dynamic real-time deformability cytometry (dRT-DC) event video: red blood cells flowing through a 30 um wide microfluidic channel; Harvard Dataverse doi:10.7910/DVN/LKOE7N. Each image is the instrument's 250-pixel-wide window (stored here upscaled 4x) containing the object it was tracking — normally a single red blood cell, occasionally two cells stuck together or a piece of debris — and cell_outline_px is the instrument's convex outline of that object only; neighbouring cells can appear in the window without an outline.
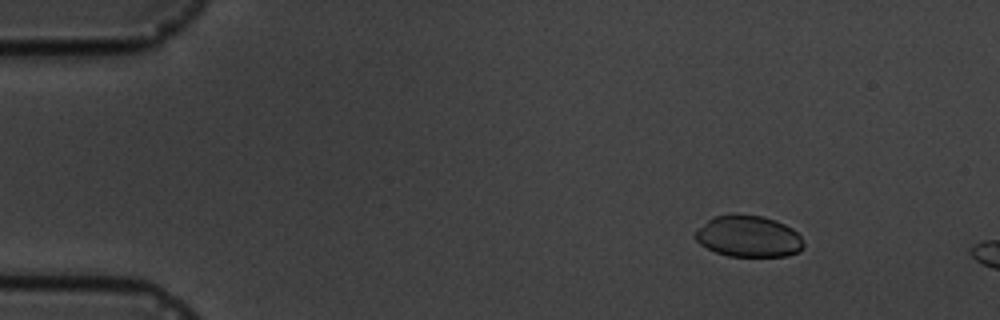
{"species": "common noctule bat (a hibernating species)", "species_latin": "Nyctalus noctula", "temperature_condition": "cold", "stored_images_in_passage": 4, "camera_frame_rate_fps": 3000, "um_per_image_px": 0.085, "animal": {"sex": "male", "body_mass_g": 19.5, "forearm_length_mm": 54.6}, "frame": {"image": 1, "passage_image": 2, "time_ms": 2.0, "image_size_px": [1000, 320], "cell_outline_px": [[804, 248], [800, 252], [788, 256], [728, 256], [716, 252], [700, 244], [692, 236], [696, 228], [712, 216], [764, 216], [776, 220], [792, 228], [800, 236], [804, 244]], "centroid_in_image_um": [63.61, 20.11], "position_along_channel_um": 21.4, "area_um2": 26.13}}